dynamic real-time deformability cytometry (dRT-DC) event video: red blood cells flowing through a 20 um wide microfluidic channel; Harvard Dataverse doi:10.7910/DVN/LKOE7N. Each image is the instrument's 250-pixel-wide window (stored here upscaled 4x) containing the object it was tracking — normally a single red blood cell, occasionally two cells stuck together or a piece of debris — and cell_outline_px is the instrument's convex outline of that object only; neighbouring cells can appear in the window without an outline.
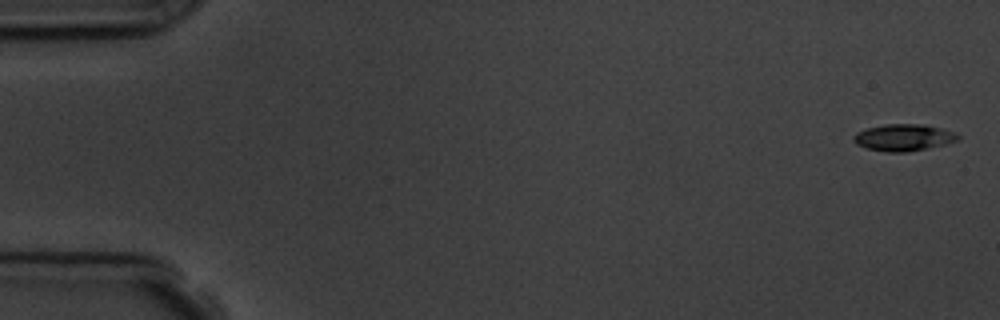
{"species": "common noctule bat (a hibernating species)", "species_latin": "Nyctalus noctula", "temperature_condition": "room temperature", "stored_images_in_passage": 5, "camera_frame_rate_fps": 3000, "um_per_image_px": 0.085, "animal": {"sex": "male", "body_mass_g": 19.5, "forearm_length_mm": 54.6}, "frame": {"image": 1, "passage_image": 1, "time_ms": 0.0, "image_size_px": [1000, 320], "cell_outline_px": [[960, 140], [944, 144], [908, 152], [884, 152], [868, 148], [856, 144], [852, 140], [852, 136], [856, 132], [868, 128], [884, 124], [924, 124], [956, 132], [960, 136]], "centroid_in_image_um": [76.8, 11.68], "position_along_channel_um": 8.2, "area_um2": 16.36}}
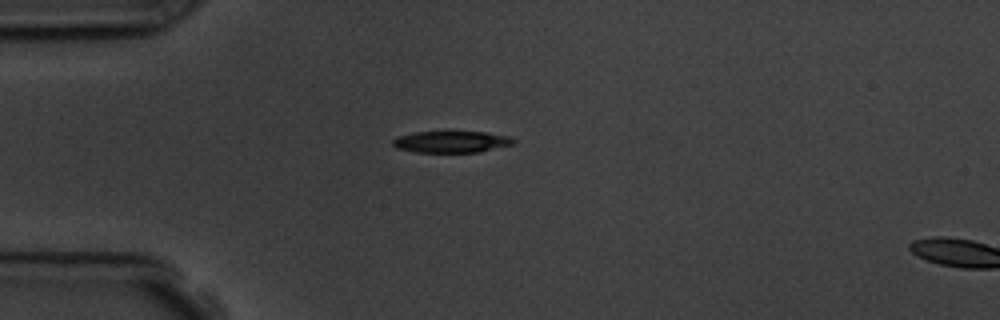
{"frame": {"image": 2, "passage_image": 4, "time_ms": 4.333, "image_size_px": [1000, 320], "cell_outline_px": [[516, 140], [512, 144], [480, 152], [416, 152], [396, 148], [392, 144], [392, 140], [396, 136], [416, 132], [488, 132], [508, 136]], "centroid_in_image_um": [38.34, 12.05], "position_along_channel_um": 46.7, "area_um2": 15.14}}